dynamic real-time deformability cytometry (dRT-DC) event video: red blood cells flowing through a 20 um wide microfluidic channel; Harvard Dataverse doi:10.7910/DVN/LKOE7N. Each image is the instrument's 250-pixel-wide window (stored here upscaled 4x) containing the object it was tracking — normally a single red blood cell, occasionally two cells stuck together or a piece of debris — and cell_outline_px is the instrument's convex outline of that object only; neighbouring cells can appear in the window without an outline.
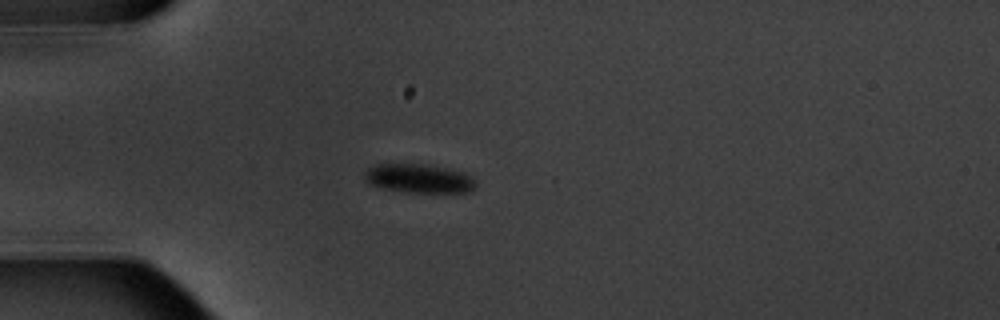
{"species": "common noctule bat (a hibernating species)", "species_latin": "Nyctalus noctula", "temperature_condition": "warm", "stored_images_in_passage": 6, "camera_frame_rate_fps": 3000, "um_per_image_px": 0.085, "animal": {"sex": "male", "body_mass_g": 20.1, "forearm_length_mm": 53.5}, "frame": {"image": 1, "passage_image": 4, "time_ms": 3.667, "image_size_px": [1000, 320], "cell_outline_px": [[476, 184], [468, 192], [404, 192], [384, 188], [372, 184], [364, 180], [364, 172], [368, 168], [376, 164], [420, 164], [444, 168], [464, 172]], "centroid_in_image_um": [35.54, 15.17], "position_along_channel_um": 49.5, "area_um2": 18.32}}
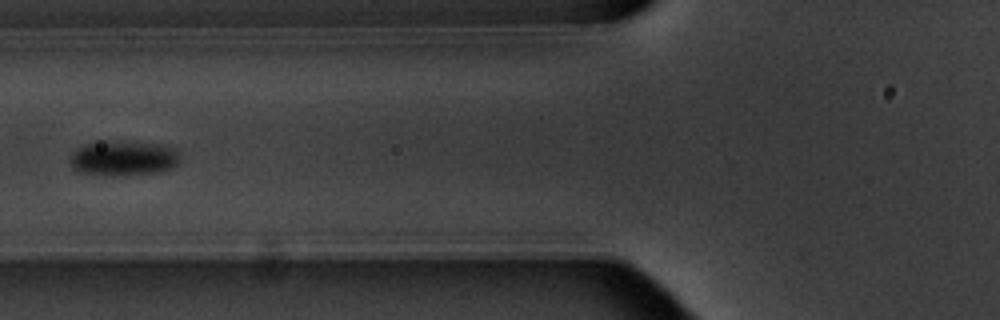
{"frame": {"image": 2, "passage_image": 6, "time_ms": 6.0, "image_size_px": [1000, 320], "cell_outline_px": [[180, 160], [172, 168], [160, 172], [124, 176], [100, 176], [80, 172], [72, 168], [72, 152], [76, 148], [84, 144], [160, 144], [176, 148], [180, 152]], "centroid_in_image_um": [10.54, 13.52], "position_along_channel_um": 115.3, "area_um2": 21.91}}